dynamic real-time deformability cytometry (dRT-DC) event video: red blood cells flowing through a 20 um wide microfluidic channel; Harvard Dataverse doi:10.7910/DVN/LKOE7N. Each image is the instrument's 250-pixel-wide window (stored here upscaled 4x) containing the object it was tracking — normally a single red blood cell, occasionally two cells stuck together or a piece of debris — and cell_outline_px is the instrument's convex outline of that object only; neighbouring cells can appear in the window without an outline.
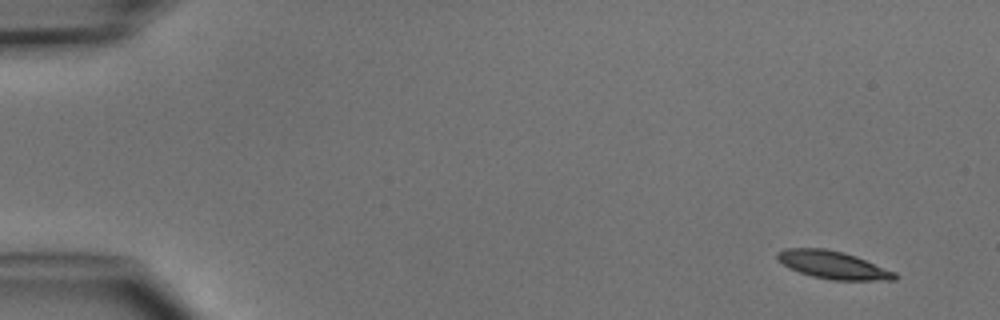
{"species": "common noctule bat (a hibernating species)", "species_latin": "Nyctalus noctula", "temperature_condition": "cold", "stored_images_in_passage": 4, "camera_frame_rate_fps": 3000, "um_per_image_px": 0.085, "animal": {"sex": "male", "body_mass_g": 15.6}, "frame": {"image": 1, "passage_image": 1, "time_ms": 0.0, "image_size_px": [1000, 320], "cell_outline_px": [[900, 276], [896, 280], [832, 280], [812, 276], [788, 268], [776, 260], [776, 252], [784, 248], [824, 248], [844, 252], [856, 256], [896, 272]], "centroid_in_image_um": [70.79, 22.51], "position_along_channel_um": 14.2, "area_um2": 19.25}}
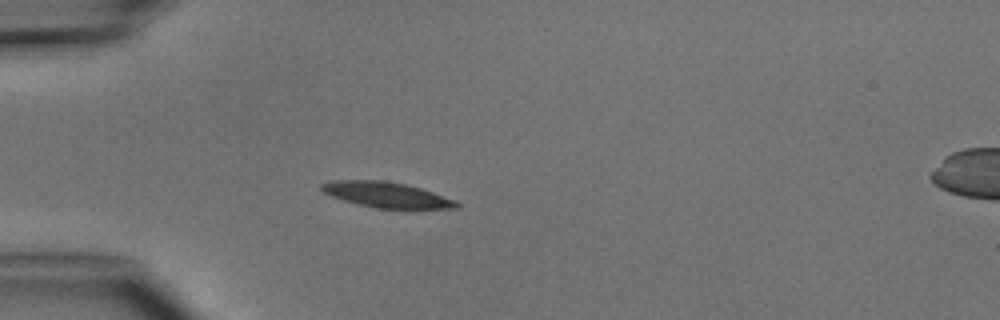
{"frame": {"image": 2, "passage_image": 4, "time_ms": 3.667, "image_size_px": [1000, 320], "cell_outline_px": [[460, 208], [376, 208], [356, 204], [332, 196], [324, 192], [320, 188], [320, 184], [332, 180], [384, 180], [404, 184], [420, 188], [456, 200], [460, 204]], "centroid_in_image_um": [32.83, 16.55], "position_along_channel_um": 52.2, "area_um2": 19.88}}